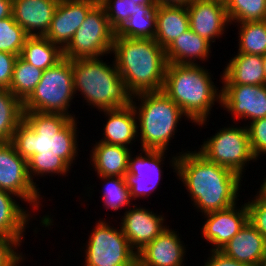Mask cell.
<instances>
[{
  "instance_id": "6da1fadb",
  "label": "cell",
  "mask_w": 266,
  "mask_h": 266,
  "mask_svg": "<svg viewBox=\"0 0 266 266\" xmlns=\"http://www.w3.org/2000/svg\"><path fill=\"white\" fill-rule=\"evenodd\" d=\"M77 119L62 114L24 111V119L10 142L27 160L29 177L37 187L34 180L38 177L57 174L68 177L81 149L78 147Z\"/></svg>"
},
{
  "instance_id": "7a4b0ae2",
  "label": "cell",
  "mask_w": 266,
  "mask_h": 266,
  "mask_svg": "<svg viewBox=\"0 0 266 266\" xmlns=\"http://www.w3.org/2000/svg\"><path fill=\"white\" fill-rule=\"evenodd\" d=\"M170 167L187 190L192 206L203 214L238 203L242 177L233 170L212 163L196 150L176 152Z\"/></svg>"
},
{
  "instance_id": "3957f363",
  "label": "cell",
  "mask_w": 266,
  "mask_h": 266,
  "mask_svg": "<svg viewBox=\"0 0 266 266\" xmlns=\"http://www.w3.org/2000/svg\"><path fill=\"white\" fill-rule=\"evenodd\" d=\"M111 54L129 93L162 91L167 60L165 49L152 38H125L115 34Z\"/></svg>"
},
{
  "instance_id": "277c9868",
  "label": "cell",
  "mask_w": 266,
  "mask_h": 266,
  "mask_svg": "<svg viewBox=\"0 0 266 266\" xmlns=\"http://www.w3.org/2000/svg\"><path fill=\"white\" fill-rule=\"evenodd\" d=\"M202 66L167 64L162 90L199 127L209 122L212 107L221 105V89L214 84L210 69Z\"/></svg>"
},
{
  "instance_id": "5b68a950",
  "label": "cell",
  "mask_w": 266,
  "mask_h": 266,
  "mask_svg": "<svg viewBox=\"0 0 266 266\" xmlns=\"http://www.w3.org/2000/svg\"><path fill=\"white\" fill-rule=\"evenodd\" d=\"M100 58L71 60L74 92L97 111L127 107L132 95L126 88L114 60L111 64ZM109 64V65H108ZM80 94H77L79 93Z\"/></svg>"
},
{
  "instance_id": "8992f818",
  "label": "cell",
  "mask_w": 266,
  "mask_h": 266,
  "mask_svg": "<svg viewBox=\"0 0 266 266\" xmlns=\"http://www.w3.org/2000/svg\"><path fill=\"white\" fill-rule=\"evenodd\" d=\"M131 105L136 114L137 131H140L137 132L140 149L167 151L182 118L193 123L163 91L136 94L132 96Z\"/></svg>"
},
{
  "instance_id": "52a82bcc",
  "label": "cell",
  "mask_w": 266,
  "mask_h": 266,
  "mask_svg": "<svg viewBox=\"0 0 266 266\" xmlns=\"http://www.w3.org/2000/svg\"><path fill=\"white\" fill-rule=\"evenodd\" d=\"M75 96L71 60L63 57L43 71L40 82L23 102V110L76 118L74 112L69 111Z\"/></svg>"
},
{
  "instance_id": "ba28073f",
  "label": "cell",
  "mask_w": 266,
  "mask_h": 266,
  "mask_svg": "<svg viewBox=\"0 0 266 266\" xmlns=\"http://www.w3.org/2000/svg\"><path fill=\"white\" fill-rule=\"evenodd\" d=\"M106 221L99 218L90 231L88 242L83 246V266H137V252L122 233L120 225L114 227Z\"/></svg>"
},
{
  "instance_id": "9c48e42d",
  "label": "cell",
  "mask_w": 266,
  "mask_h": 266,
  "mask_svg": "<svg viewBox=\"0 0 266 266\" xmlns=\"http://www.w3.org/2000/svg\"><path fill=\"white\" fill-rule=\"evenodd\" d=\"M233 124L223 126L213 136L207 137L197 152L208 161L227 167L243 178L245 168L257 159L253 155L245 124L244 127L235 122Z\"/></svg>"
},
{
  "instance_id": "30bf717a",
  "label": "cell",
  "mask_w": 266,
  "mask_h": 266,
  "mask_svg": "<svg viewBox=\"0 0 266 266\" xmlns=\"http://www.w3.org/2000/svg\"><path fill=\"white\" fill-rule=\"evenodd\" d=\"M115 34L104 7L98 2L63 49V57L75 60L111 56Z\"/></svg>"
},
{
  "instance_id": "8fae6325",
  "label": "cell",
  "mask_w": 266,
  "mask_h": 266,
  "mask_svg": "<svg viewBox=\"0 0 266 266\" xmlns=\"http://www.w3.org/2000/svg\"><path fill=\"white\" fill-rule=\"evenodd\" d=\"M0 189L29 204L34 212L43 207L44 196L29 177L27 160L17 153L11 142H0Z\"/></svg>"
},
{
  "instance_id": "7c38bea8",
  "label": "cell",
  "mask_w": 266,
  "mask_h": 266,
  "mask_svg": "<svg viewBox=\"0 0 266 266\" xmlns=\"http://www.w3.org/2000/svg\"><path fill=\"white\" fill-rule=\"evenodd\" d=\"M137 155L132 152L129 156L127 173L124 179L130 189L132 201L138 198H148L158 190L161 183L163 164L168 151L140 149ZM134 156H133V155ZM144 154V155H143ZM166 155V156H165ZM165 156V157H164ZM157 188V189H156Z\"/></svg>"
},
{
  "instance_id": "4fadbf2b",
  "label": "cell",
  "mask_w": 266,
  "mask_h": 266,
  "mask_svg": "<svg viewBox=\"0 0 266 266\" xmlns=\"http://www.w3.org/2000/svg\"><path fill=\"white\" fill-rule=\"evenodd\" d=\"M221 106L231 114L232 123L253 122L266 117V85H222Z\"/></svg>"
},
{
  "instance_id": "5bb4252c",
  "label": "cell",
  "mask_w": 266,
  "mask_h": 266,
  "mask_svg": "<svg viewBox=\"0 0 266 266\" xmlns=\"http://www.w3.org/2000/svg\"><path fill=\"white\" fill-rule=\"evenodd\" d=\"M139 206V207H138ZM142 205L133 204L120 216L118 221L122 233L131 247L138 253L148 243L155 240L169 225L164 223V214H157ZM166 224V225H164Z\"/></svg>"
},
{
  "instance_id": "9a60e30c",
  "label": "cell",
  "mask_w": 266,
  "mask_h": 266,
  "mask_svg": "<svg viewBox=\"0 0 266 266\" xmlns=\"http://www.w3.org/2000/svg\"><path fill=\"white\" fill-rule=\"evenodd\" d=\"M238 205L203 214L201 237L211 244L210 250H221L248 222L246 203Z\"/></svg>"
},
{
  "instance_id": "2e32d148",
  "label": "cell",
  "mask_w": 266,
  "mask_h": 266,
  "mask_svg": "<svg viewBox=\"0 0 266 266\" xmlns=\"http://www.w3.org/2000/svg\"><path fill=\"white\" fill-rule=\"evenodd\" d=\"M187 10L190 29L211 44L231 25L224 0H193Z\"/></svg>"
},
{
  "instance_id": "e0dca14e",
  "label": "cell",
  "mask_w": 266,
  "mask_h": 266,
  "mask_svg": "<svg viewBox=\"0 0 266 266\" xmlns=\"http://www.w3.org/2000/svg\"><path fill=\"white\" fill-rule=\"evenodd\" d=\"M98 2L99 0H59L44 37L63 50Z\"/></svg>"
},
{
  "instance_id": "ac0fdd59",
  "label": "cell",
  "mask_w": 266,
  "mask_h": 266,
  "mask_svg": "<svg viewBox=\"0 0 266 266\" xmlns=\"http://www.w3.org/2000/svg\"><path fill=\"white\" fill-rule=\"evenodd\" d=\"M169 227L137 253V266H184L187 247Z\"/></svg>"
},
{
  "instance_id": "d6986e66",
  "label": "cell",
  "mask_w": 266,
  "mask_h": 266,
  "mask_svg": "<svg viewBox=\"0 0 266 266\" xmlns=\"http://www.w3.org/2000/svg\"><path fill=\"white\" fill-rule=\"evenodd\" d=\"M58 3L59 0H13L12 14L29 36H44Z\"/></svg>"
},
{
  "instance_id": "ffe728a7",
  "label": "cell",
  "mask_w": 266,
  "mask_h": 266,
  "mask_svg": "<svg viewBox=\"0 0 266 266\" xmlns=\"http://www.w3.org/2000/svg\"><path fill=\"white\" fill-rule=\"evenodd\" d=\"M220 251L249 266H264L266 262V242L250 222H247Z\"/></svg>"
},
{
  "instance_id": "44dd1931",
  "label": "cell",
  "mask_w": 266,
  "mask_h": 266,
  "mask_svg": "<svg viewBox=\"0 0 266 266\" xmlns=\"http://www.w3.org/2000/svg\"><path fill=\"white\" fill-rule=\"evenodd\" d=\"M106 118L102 139L98 140L106 144L121 145L124 147L132 146L133 142L138 141L137 119L133 106L116 109L101 110ZM102 112V113H101Z\"/></svg>"
},
{
  "instance_id": "7402d4cb",
  "label": "cell",
  "mask_w": 266,
  "mask_h": 266,
  "mask_svg": "<svg viewBox=\"0 0 266 266\" xmlns=\"http://www.w3.org/2000/svg\"><path fill=\"white\" fill-rule=\"evenodd\" d=\"M233 56L220 75L222 85H266L262 56L242 53Z\"/></svg>"
},
{
  "instance_id": "603a6c76",
  "label": "cell",
  "mask_w": 266,
  "mask_h": 266,
  "mask_svg": "<svg viewBox=\"0 0 266 266\" xmlns=\"http://www.w3.org/2000/svg\"><path fill=\"white\" fill-rule=\"evenodd\" d=\"M211 45L205 38L189 29L165 48L167 63L199 65L204 61L208 62L212 53Z\"/></svg>"
},
{
  "instance_id": "cb8c5ba5",
  "label": "cell",
  "mask_w": 266,
  "mask_h": 266,
  "mask_svg": "<svg viewBox=\"0 0 266 266\" xmlns=\"http://www.w3.org/2000/svg\"><path fill=\"white\" fill-rule=\"evenodd\" d=\"M92 145L89 162L97 176L124 177L133 148L96 142V140Z\"/></svg>"
},
{
  "instance_id": "d4e9b609",
  "label": "cell",
  "mask_w": 266,
  "mask_h": 266,
  "mask_svg": "<svg viewBox=\"0 0 266 266\" xmlns=\"http://www.w3.org/2000/svg\"><path fill=\"white\" fill-rule=\"evenodd\" d=\"M31 213L21 206L18 197L0 189V235L24 243L26 229L33 221Z\"/></svg>"
},
{
  "instance_id": "484cf974",
  "label": "cell",
  "mask_w": 266,
  "mask_h": 266,
  "mask_svg": "<svg viewBox=\"0 0 266 266\" xmlns=\"http://www.w3.org/2000/svg\"><path fill=\"white\" fill-rule=\"evenodd\" d=\"M155 12L154 40L164 49L190 29L187 6L156 5Z\"/></svg>"
},
{
  "instance_id": "4316f807",
  "label": "cell",
  "mask_w": 266,
  "mask_h": 266,
  "mask_svg": "<svg viewBox=\"0 0 266 266\" xmlns=\"http://www.w3.org/2000/svg\"><path fill=\"white\" fill-rule=\"evenodd\" d=\"M20 57L44 71L63 58V50L44 36H29L24 43Z\"/></svg>"
},
{
  "instance_id": "83f0119b",
  "label": "cell",
  "mask_w": 266,
  "mask_h": 266,
  "mask_svg": "<svg viewBox=\"0 0 266 266\" xmlns=\"http://www.w3.org/2000/svg\"><path fill=\"white\" fill-rule=\"evenodd\" d=\"M23 119V102L8 89L0 88V142H10Z\"/></svg>"
},
{
  "instance_id": "f1b7e54d",
  "label": "cell",
  "mask_w": 266,
  "mask_h": 266,
  "mask_svg": "<svg viewBox=\"0 0 266 266\" xmlns=\"http://www.w3.org/2000/svg\"><path fill=\"white\" fill-rule=\"evenodd\" d=\"M238 27V51L242 54L263 56L266 54V20L236 23Z\"/></svg>"
},
{
  "instance_id": "f546056e",
  "label": "cell",
  "mask_w": 266,
  "mask_h": 266,
  "mask_svg": "<svg viewBox=\"0 0 266 266\" xmlns=\"http://www.w3.org/2000/svg\"><path fill=\"white\" fill-rule=\"evenodd\" d=\"M43 70L24 61L18 56L13 69V76L8 90L22 102L34 91L40 82Z\"/></svg>"
},
{
  "instance_id": "4dcf8cb0",
  "label": "cell",
  "mask_w": 266,
  "mask_h": 266,
  "mask_svg": "<svg viewBox=\"0 0 266 266\" xmlns=\"http://www.w3.org/2000/svg\"><path fill=\"white\" fill-rule=\"evenodd\" d=\"M112 29L117 33L129 17L146 7H156L154 0H99Z\"/></svg>"
},
{
  "instance_id": "1f68e13d",
  "label": "cell",
  "mask_w": 266,
  "mask_h": 266,
  "mask_svg": "<svg viewBox=\"0 0 266 266\" xmlns=\"http://www.w3.org/2000/svg\"><path fill=\"white\" fill-rule=\"evenodd\" d=\"M104 182L102 187V196H99L102 200L103 206L106 211H120L125 206V210L133 205V201L130 196V189L127 187L124 177H111V176H97ZM103 180V181H102ZM127 206V207H126Z\"/></svg>"
},
{
  "instance_id": "d6a6232c",
  "label": "cell",
  "mask_w": 266,
  "mask_h": 266,
  "mask_svg": "<svg viewBox=\"0 0 266 266\" xmlns=\"http://www.w3.org/2000/svg\"><path fill=\"white\" fill-rule=\"evenodd\" d=\"M156 7L144 6L129 17L124 26L116 33L125 38H152L156 32Z\"/></svg>"
},
{
  "instance_id": "836d02e7",
  "label": "cell",
  "mask_w": 266,
  "mask_h": 266,
  "mask_svg": "<svg viewBox=\"0 0 266 266\" xmlns=\"http://www.w3.org/2000/svg\"><path fill=\"white\" fill-rule=\"evenodd\" d=\"M224 3L232 25L266 20V0H224Z\"/></svg>"
},
{
  "instance_id": "e575fe53",
  "label": "cell",
  "mask_w": 266,
  "mask_h": 266,
  "mask_svg": "<svg viewBox=\"0 0 266 266\" xmlns=\"http://www.w3.org/2000/svg\"><path fill=\"white\" fill-rule=\"evenodd\" d=\"M29 35L10 17L0 20V51L20 56Z\"/></svg>"
},
{
  "instance_id": "d590c367",
  "label": "cell",
  "mask_w": 266,
  "mask_h": 266,
  "mask_svg": "<svg viewBox=\"0 0 266 266\" xmlns=\"http://www.w3.org/2000/svg\"><path fill=\"white\" fill-rule=\"evenodd\" d=\"M246 202L248 222H250L264 237L266 242V197L259 191Z\"/></svg>"
},
{
  "instance_id": "8d00e7d4",
  "label": "cell",
  "mask_w": 266,
  "mask_h": 266,
  "mask_svg": "<svg viewBox=\"0 0 266 266\" xmlns=\"http://www.w3.org/2000/svg\"><path fill=\"white\" fill-rule=\"evenodd\" d=\"M21 245L15 239L0 235V266H20L25 262V253L18 250Z\"/></svg>"
},
{
  "instance_id": "74e56055",
  "label": "cell",
  "mask_w": 266,
  "mask_h": 266,
  "mask_svg": "<svg viewBox=\"0 0 266 266\" xmlns=\"http://www.w3.org/2000/svg\"><path fill=\"white\" fill-rule=\"evenodd\" d=\"M246 127L253 155L258 160L266 154V117L249 122Z\"/></svg>"
},
{
  "instance_id": "f35d334b",
  "label": "cell",
  "mask_w": 266,
  "mask_h": 266,
  "mask_svg": "<svg viewBox=\"0 0 266 266\" xmlns=\"http://www.w3.org/2000/svg\"><path fill=\"white\" fill-rule=\"evenodd\" d=\"M17 58V55L0 51V88L10 87Z\"/></svg>"
},
{
  "instance_id": "ab89813d",
  "label": "cell",
  "mask_w": 266,
  "mask_h": 266,
  "mask_svg": "<svg viewBox=\"0 0 266 266\" xmlns=\"http://www.w3.org/2000/svg\"><path fill=\"white\" fill-rule=\"evenodd\" d=\"M208 257L202 266H249L226 256L220 250H209Z\"/></svg>"
},
{
  "instance_id": "60d3db41",
  "label": "cell",
  "mask_w": 266,
  "mask_h": 266,
  "mask_svg": "<svg viewBox=\"0 0 266 266\" xmlns=\"http://www.w3.org/2000/svg\"><path fill=\"white\" fill-rule=\"evenodd\" d=\"M13 12V0H0V20L10 17Z\"/></svg>"
},
{
  "instance_id": "b9f144b4",
  "label": "cell",
  "mask_w": 266,
  "mask_h": 266,
  "mask_svg": "<svg viewBox=\"0 0 266 266\" xmlns=\"http://www.w3.org/2000/svg\"><path fill=\"white\" fill-rule=\"evenodd\" d=\"M156 5L188 6L193 0H154Z\"/></svg>"
},
{
  "instance_id": "7bdbcfd3",
  "label": "cell",
  "mask_w": 266,
  "mask_h": 266,
  "mask_svg": "<svg viewBox=\"0 0 266 266\" xmlns=\"http://www.w3.org/2000/svg\"><path fill=\"white\" fill-rule=\"evenodd\" d=\"M262 180L263 182L261 181L262 184L258 188V191L266 197V177H264Z\"/></svg>"
},
{
  "instance_id": "ee69618b",
  "label": "cell",
  "mask_w": 266,
  "mask_h": 266,
  "mask_svg": "<svg viewBox=\"0 0 266 266\" xmlns=\"http://www.w3.org/2000/svg\"><path fill=\"white\" fill-rule=\"evenodd\" d=\"M262 60H263V68H264V72H265V78H266V54L262 56Z\"/></svg>"
}]
</instances>
